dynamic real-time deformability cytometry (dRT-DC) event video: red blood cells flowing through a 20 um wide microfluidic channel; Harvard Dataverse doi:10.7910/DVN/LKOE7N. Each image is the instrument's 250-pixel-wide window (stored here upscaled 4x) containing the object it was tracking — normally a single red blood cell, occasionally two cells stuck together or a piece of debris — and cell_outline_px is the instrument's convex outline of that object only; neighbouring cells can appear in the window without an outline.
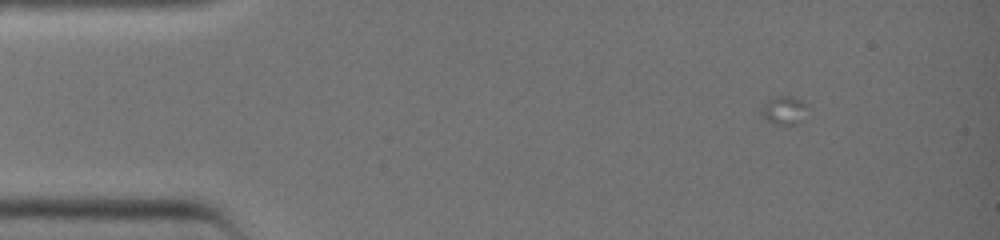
{"species": "common noctule bat (a hibernating species)", "species_latin": "Nyctalus noctula", "temperature_condition": "warm", "stored_images_in_passage": 6, "camera_frame_rate_fps": 3000, "um_per_image_px": 0.085, "animal": {"sex": "female", "body_mass_g": 19.0, "forearm_length_mm": 51.5}, "frame": {"image": 1, "passage_image": 6, "time_ms": 1.667, "image_size_px": [1000, 240], "cell_outline_px": [[836, 116], [792, 124], [772, 124], [760, 116], [764, 100], [772, 96], [792, 96], [836, 112]], "centroid_in_image_um": [67.35, 9.41], "position_along_channel_um": 17.7, "area_um2": 10.75}}